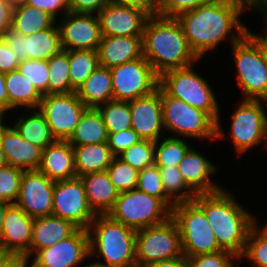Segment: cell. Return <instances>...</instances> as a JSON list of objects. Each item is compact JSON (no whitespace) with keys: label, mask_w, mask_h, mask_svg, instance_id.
<instances>
[{"label":"cell","mask_w":267,"mask_h":267,"mask_svg":"<svg viewBox=\"0 0 267 267\" xmlns=\"http://www.w3.org/2000/svg\"><path fill=\"white\" fill-rule=\"evenodd\" d=\"M245 12L247 4L243 1L216 0L182 12L175 18L182 26L191 50L204 60L207 53L218 50L220 44L230 42L228 46L231 47L251 30L243 21Z\"/></svg>","instance_id":"obj_1"},{"label":"cell","mask_w":267,"mask_h":267,"mask_svg":"<svg viewBox=\"0 0 267 267\" xmlns=\"http://www.w3.org/2000/svg\"><path fill=\"white\" fill-rule=\"evenodd\" d=\"M234 194V190L224 186L212 193L197 194L193 201L204 211L219 247L240 258L258 217Z\"/></svg>","instance_id":"obj_2"},{"label":"cell","mask_w":267,"mask_h":267,"mask_svg":"<svg viewBox=\"0 0 267 267\" xmlns=\"http://www.w3.org/2000/svg\"><path fill=\"white\" fill-rule=\"evenodd\" d=\"M143 56L160 76L162 73L202 63L191 50L175 17L150 16L142 37Z\"/></svg>","instance_id":"obj_3"},{"label":"cell","mask_w":267,"mask_h":267,"mask_svg":"<svg viewBox=\"0 0 267 267\" xmlns=\"http://www.w3.org/2000/svg\"><path fill=\"white\" fill-rule=\"evenodd\" d=\"M87 230L89 261L92 264L99 267H136L137 230L113 220L108 214L96 215Z\"/></svg>","instance_id":"obj_4"},{"label":"cell","mask_w":267,"mask_h":267,"mask_svg":"<svg viewBox=\"0 0 267 267\" xmlns=\"http://www.w3.org/2000/svg\"><path fill=\"white\" fill-rule=\"evenodd\" d=\"M233 113L230 114V124L226 131L223 127L225 123L221 121V112L216 121L215 142L227 138L232 144L231 149L235 150L239 158L249 150L262 148L267 150V120L266 106L264 100L240 99L236 101ZM224 123V124H223ZM230 129V130H229ZM225 130V131H224ZM260 146L261 148H259ZM264 146V147H263Z\"/></svg>","instance_id":"obj_5"},{"label":"cell","mask_w":267,"mask_h":267,"mask_svg":"<svg viewBox=\"0 0 267 267\" xmlns=\"http://www.w3.org/2000/svg\"><path fill=\"white\" fill-rule=\"evenodd\" d=\"M255 31V32H254ZM252 29L229 49L235 66L240 99L267 98V42Z\"/></svg>","instance_id":"obj_6"},{"label":"cell","mask_w":267,"mask_h":267,"mask_svg":"<svg viewBox=\"0 0 267 267\" xmlns=\"http://www.w3.org/2000/svg\"><path fill=\"white\" fill-rule=\"evenodd\" d=\"M196 64L185 68L172 69L159 76V87L168 95L183 100L188 105L208 113L217 121L221 104L212 84L203 74L194 68Z\"/></svg>","instance_id":"obj_7"},{"label":"cell","mask_w":267,"mask_h":267,"mask_svg":"<svg viewBox=\"0 0 267 267\" xmlns=\"http://www.w3.org/2000/svg\"><path fill=\"white\" fill-rule=\"evenodd\" d=\"M163 125L167 136L192 141L205 140L207 145L216 139V121L206 112L194 108L181 99L168 96L160 88ZM168 134H167V133ZM209 141V143H208Z\"/></svg>","instance_id":"obj_8"},{"label":"cell","mask_w":267,"mask_h":267,"mask_svg":"<svg viewBox=\"0 0 267 267\" xmlns=\"http://www.w3.org/2000/svg\"><path fill=\"white\" fill-rule=\"evenodd\" d=\"M108 215L117 222L139 230L165 222L171 217L172 209L161 198L134 188L119 193Z\"/></svg>","instance_id":"obj_9"},{"label":"cell","mask_w":267,"mask_h":267,"mask_svg":"<svg viewBox=\"0 0 267 267\" xmlns=\"http://www.w3.org/2000/svg\"><path fill=\"white\" fill-rule=\"evenodd\" d=\"M171 217L177 223L186 257L222 250L204 211L194 201L175 204Z\"/></svg>","instance_id":"obj_10"},{"label":"cell","mask_w":267,"mask_h":267,"mask_svg":"<svg viewBox=\"0 0 267 267\" xmlns=\"http://www.w3.org/2000/svg\"><path fill=\"white\" fill-rule=\"evenodd\" d=\"M136 267L184 256L176 221L170 217L163 223L136 232Z\"/></svg>","instance_id":"obj_11"},{"label":"cell","mask_w":267,"mask_h":267,"mask_svg":"<svg viewBox=\"0 0 267 267\" xmlns=\"http://www.w3.org/2000/svg\"><path fill=\"white\" fill-rule=\"evenodd\" d=\"M110 71L113 100L131 101L159 87V75L144 56L110 68Z\"/></svg>","instance_id":"obj_12"},{"label":"cell","mask_w":267,"mask_h":267,"mask_svg":"<svg viewBox=\"0 0 267 267\" xmlns=\"http://www.w3.org/2000/svg\"><path fill=\"white\" fill-rule=\"evenodd\" d=\"M52 215L88 229L96 214L90 208L80 177L54 182Z\"/></svg>","instance_id":"obj_13"},{"label":"cell","mask_w":267,"mask_h":267,"mask_svg":"<svg viewBox=\"0 0 267 267\" xmlns=\"http://www.w3.org/2000/svg\"><path fill=\"white\" fill-rule=\"evenodd\" d=\"M87 108L73 92L43 95L38 109L45 116L55 140H68Z\"/></svg>","instance_id":"obj_14"},{"label":"cell","mask_w":267,"mask_h":267,"mask_svg":"<svg viewBox=\"0 0 267 267\" xmlns=\"http://www.w3.org/2000/svg\"><path fill=\"white\" fill-rule=\"evenodd\" d=\"M88 260H90L88 230L78 228L68 238L40 250L29 261V267H84L90 262Z\"/></svg>","instance_id":"obj_15"},{"label":"cell","mask_w":267,"mask_h":267,"mask_svg":"<svg viewBox=\"0 0 267 267\" xmlns=\"http://www.w3.org/2000/svg\"><path fill=\"white\" fill-rule=\"evenodd\" d=\"M2 38L12 48L19 62L26 59L49 60L63 50L57 22L51 28L28 36L10 27Z\"/></svg>","instance_id":"obj_16"},{"label":"cell","mask_w":267,"mask_h":267,"mask_svg":"<svg viewBox=\"0 0 267 267\" xmlns=\"http://www.w3.org/2000/svg\"><path fill=\"white\" fill-rule=\"evenodd\" d=\"M63 50H96L102 40L96 14L68 12L57 20Z\"/></svg>","instance_id":"obj_17"},{"label":"cell","mask_w":267,"mask_h":267,"mask_svg":"<svg viewBox=\"0 0 267 267\" xmlns=\"http://www.w3.org/2000/svg\"><path fill=\"white\" fill-rule=\"evenodd\" d=\"M54 182L38 170L23 171L19 196L14 204L33 218L51 216Z\"/></svg>","instance_id":"obj_18"},{"label":"cell","mask_w":267,"mask_h":267,"mask_svg":"<svg viewBox=\"0 0 267 267\" xmlns=\"http://www.w3.org/2000/svg\"><path fill=\"white\" fill-rule=\"evenodd\" d=\"M130 110L131 128L142 140L158 141L165 135L160 87L149 95L131 100Z\"/></svg>","instance_id":"obj_19"},{"label":"cell","mask_w":267,"mask_h":267,"mask_svg":"<svg viewBox=\"0 0 267 267\" xmlns=\"http://www.w3.org/2000/svg\"><path fill=\"white\" fill-rule=\"evenodd\" d=\"M102 36H143L150 17L146 12L109 3L97 14Z\"/></svg>","instance_id":"obj_20"},{"label":"cell","mask_w":267,"mask_h":267,"mask_svg":"<svg viewBox=\"0 0 267 267\" xmlns=\"http://www.w3.org/2000/svg\"><path fill=\"white\" fill-rule=\"evenodd\" d=\"M194 146L196 144L187 151L178 166L186 185L196 195L212 193L224 188L222 184L212 179L219 172L216 163L211 158H207L203 152L196 150Z\"/></svg>","instance_id":"obj_21"},{"label":"cell","mask_w":267,"mask_h":267,"mask_svg":"<svg viewBox=\"0 0 267 267\" xmlns=\"http://www.w3.org/2000/svg\"><path fill=\"white\" fill-rule=\"evenodd\" d=\"M33 217L10 204L4 215L0 252L24 255L30 261Z\"/></svg>","instance_id":"obj_22"},{"label":"cell","mask_w":267,"mask_h":267,"mask_svg":"<svg viewBox=\"0 0 267 267\" xmlns=\"http://www.w3.org/2000/svg\"><path fill=\"white\" fill-rule=\"evenodd\" d=\"M143 36H102L98 46L99 66L113 68L143 57Z\"/></svg>","instance_id":"obj_23"},{"label":"cell","mask_w":267,"mask_h":267,"mask_svg":"<svg viewBox=\"0 0 267 267\" xmlns=\"http://www.w3.org/2000/svg\"><path fill=\"white\" fill-rule=\"evenodd\" d=\"M37 170L53 181L77 177L73 146L67 140H55L42 150Z\"/></svg>","instance_id":"obj_24"},{"label":"cell","mask_w":267,"mask_h":267,"mask_svg":"<svg viewBox=\"0 0 267 267\" xmlns=\"http://www.w3.org/2000/svg\"><path fill=\"white\" fill-rule=\"evenodd\" d=\"M9 166L23 171L37 170L42 149L23 139L12 125L3 134L2 147Z\"/></svg>","instance_id":"obj_25"},{"label":"cell","mask_w":267,"mask_h":267,"mask_svg":"<svg viewBox=\"0 0 267 267\" xmlns=\"http://www.w3.org/2000/svg\"><path fill=\"white\" fill-rule=\"evenodd\" d=\"M78 229L71 221L53 215L33 220L30 260L42 249L71 236Z\"/></svg>","instance_id":"obj_26"},{"label":"cell","mask_w":267,"mask_h":267,"mask_svg":"<svg viewBox=\"0 0 267 267\" xmlns=\"http://www.w3.org/2000/svg\"><path fill=\"white\" fill-rule=\"evenodd\" d=\"M90 208L96 215L108 214L115 205L119 192L107 171L92 172L80 176Z\"/></svg>","instance_id":"obj_27"},{"label":"cell","mask_w":267,"mask_h":267,"mask_svg":"<svg viewBox=\"0 0 267 267\" xmlns=\"http://www.w3.org/2000/svg\"><path fill=\"white\" fill-rule=\"evenodd\" d=\"M21 111V114L16 111V118L10 117L13 122L11 120H8V122H11L14 129L23 139L40 147L42 150L55 141L45 116L38 108L22 109Z\"/></svg>","instance_id":"obj_28"},{"label":"cell","mask_w":267,"mask_h":267,"mask_svg":"<svg viewBox=\"0 0 267 267\" xmlns=\"http://www.w3.org/2000/svg\"><path fill=\"white\" fill-rule=\"evenodd\" d=\"M6 91L8 95V115L16 110L37 109L43 95L32 82L18 70L5 73Z\"/></svg>","instance_id":"obj_29"},{"label":"cell","mask_w":267,"mask_h":267,"mask_svg":"<svg viewBox=\"0 0 267 267\" xmlns=\"http://www.w3.org/2000/svg\"><path fill=\"white\" fill-rule=\"evenodd\" d=\"M75 92L88 108L113 100L110 68L99 66Z\"/></svg>","instance_id":"obj_30"},{"label":"cell","mask_w":267,"mask_h":267,"mask_svg":"<svg viewBox=\"0 0 267 267\" xmlns=\"http://www.w3.org/2000/svg\"><path fill=\"white\" fill-rule=\"evenodd\" d=\"M72 146L77 177L87 173L106 171L115 157L107 142Z\"/></svg>","instance_id":"obj_31"},{"label":"cell","mask_w":267,"mask_h":267,"mask_svg":"<svg viewBox=\"0 0 267 267\" xmlns=\"http://www.w3.org/2000/svg\"><path fill=\"white\" fill-rule=\"evenodd\" d=\"M71 145L100 144L108 142V133L96 108H87L73 134L67 140Z\"/></svg>","instance_id":"obj_32"},{"label":"cell","mask_w":267,"mask_h":267,"mask_svg":"<svg viewBox=\"0 0 267 267\" xmlns=\"http://www.w3.org/2000/svg\"><path fill=\"white\" fill-rule=\"evenodd\" d=\"M56 22L57 20L46 11L25 4L13 8L11 28L28 36L51 28Z\"/></svg>","instance_id":"obj_33"},{"label":"cell","mask_w":267,"mask_h":267,"mask_svg":"<svg viewBox=\"0 0 267 267\" xmlns=\"http://www.w3.org/2000/svg\"><path fill=\"white\" fill-rule=\"evenodd\" d=\"M262 220L264 224L257 220L249 231L244 252L239 258L241 265L246 261L250 267H267V220L266 223Z\"/></svg>","instance_id":"obj_34"},{"label":"cell","mask_w":267,"mask_h":267,"mask_svg":"<svg viewBox=\"0 0 267 267\" xmlns=\"http://www.w3.org/2000/svg\"><path fill=\"white\" fill-rule=\"evenodd\" d=\"M192 146L189 139L165 135L155 141L154 165L178 167Z\"/></svg>","instance_id":"obj_35"},{"label":"cell","mask_w":267,"mask_h":267,"mask_svg":"<svg viewBox=\"0 0 267 267\" xmlns=\"http://www.w3.org/2000/svg\"><path fill=\"white\" fill-rule=\"evenodd\" d=\"M71 87L76 91L99 67L96 50H68Z\"/></svg>","instance_id":"obj_36"},{"label":"cell","mask_w":267,"mask_h":267,"mask_svg":"<svg viewBox=\"0 0 267 267\" xmlns=\"http://www.w3.org/2000/svg\"><path fill=\"white\" fill-rule=\"evenodd\" d=\"M49 67L48 94H69L75 92L70 82L68 50H61L47 60Z\"/></svg>","instance_id":"obj_37"},{"label":"cell","mask_w":267,"mask_h":267,"mask_svg":"<svg viewBox=\"0 0 267 267\" xmlns=\"http://www.w3.org/2000/svg\"><path fill=\"white\" fill-rule=\"evenodd\" d=\"M96 109L103 119L108 134L131 128L130 101L111 100Z\"/></svg>","instance_id":"obj_38"},{"label":"cell","mask_w":267,"mask_h":267,"mask_svg":"<svg viewBox=\"0 0 267 267\" xmlns=\"http://www.w3.org/2000/svg\"><path fill=\"white\" fill-rule=\"evenodd\" d=\"M165 195L174 203L191 202L196 194L186 185L178 167L158 166Z\"/></svg>","instance_id":"obj_39"},{"label":"cell","mask_w":267,"mask_h":267,"mask_svg":"<svg viewBox=\"0 0 267 267\" xmlns=\"http://www.w3.org/2000/svg\"><path fill=\"white\" fill-rule=\"evenodd\" d=\"M106 171L119 193L136 188L139 171L118 157L113 158L112 163Z\"/></svg>","instance_id":"obj_40"},{"label":"cell","mask_w":267,"mask_h":267,"mask_svg":"<svg viewBox=\"0 0 267 267\" xmlns=\"http://www.w3.org/2000/svg\"><path fill=\"white\" fill-rule=\"evenodd\" d=\"M154 148L155 141L141 139L137 144L132 145L117 157L138 171H141L146 167L154 165Z\"/></svg>","instance_id":"obj_41"},{"label":"cell","mask_w":267,"mask_h":267,"mask_svg":"<svg viewBox=\"0 0 267 267\" xmlns=\"http://www.w3.org/2000/svg\"><path fill=\"white\" fill-rule=\"evenodd\" d=\"M137 189L150 196L161 198L171 209L175 205L166 195L159 167L152 165L139 171Z\"/></svg>","instance_id":"obj_42"},{"label":"cell","mask_w":267,"mask_h":267,"mask_svg":"<svg viewBox=\"0 0 267 267\" xmlns=\"http://www.w3.org/2000/svg\"><path fill=\"white\" fill-rule=\"evenodd\" d=\"M17 70L28 78L42 95L48 94L49 67L47 60L26 59L20 62Z\"/></svg>","instance_id":"obj_43"},{"label":"cell","mask_w":267,"mask_h":267,"mask_svg":"<svg viewBox=\"0 0 267 267\" xmlns=\"http://www.w3.org/2000/svg\"><path fill=\"white\" fill-rule=\"evenodd\" d=\"M23 170L5 166L0 168V201L14 204L19 196Z\"/></svg>","instance_id":"obj_44"},{"label":"cell","mask_w":267,"mask_h":267,"mask_svg":"<svg viewBox=\"0 0 267 267\" xmlns=\"http://www.w3.org/2000/svg\"><path fill=\"white\" fill-rule=\"evenodd\" d=\"M186 258L188 262V267H239L240 266L239 257L225 250H220L218 252L210 254L190 256Z\"/></svg>","instance_id":"obj_45"},{"label":"cell","mask_w":267,"mask_h":267,"mask_svg":"<svg viewBox=\"0 0 267 267\" xmlns=\"http://www.w3.org/2000/svg\"><path fill=\"white\" fill-rule=\"evenodd\" d=\"M140 140L141 138L138 134L132 128H128L117 133L108 134L107 143L112 154L117 157Z\"/></svg>","instance_id":"obj_46"},{"label":"cell","mask_w":267,"mask_h":267,"mask_svg":"<svg viewBox=\"0 0 267 267\" xmlns=\"http://www.w3.org/2000/svg\"><path fill=\"white\" fill-rule=\"evenodd\" d=\"M216 0H166L157 10V15L164 17H177L180 13L214 2Z\"/></svg>","instance_id":"obj_47"},{"label":"cell","mask_w":267,"mask_h":267,"mask_svg":"<svg viewBox=\"0 0 267 267\" xmlns=\"http://www.w3.org/2000/svg\"><path fill=\"white\" fill-rule=\"evenodd\" d=\"M27 4L46 11L56 20L70 12L68 0H29Z\"/></svg>","instance_id":"obj_48"},{"label":"cell","mask_w":267,"mask_h":267,"mask_svg":"<svg viewBox=\"0 0 267 267\" xmlns=\"http://www.w3.org/2000/svg\"><path fill=\"white\" fill-rule=\"evenodd\" d=\"M111 0H68L70 12L77 14H97Z\"/></svg>","instance_id":"obj_49"},{"label":"cell","mask_w":267,"mask_h":267,"mask_svg":"<svg viewBox=\"0 0 267 267\" xmlns=\"http://www.w3.org/2000/svg\"><path fill=\"white\" fill-rule=\"evenodd\" d=\"M19 64L12 48L0 37V72L8 73L17 70Z\"/></svg>","instance_id":"obj_50"},{"label":"cell","mask_w":267,"mask_h":267,"mask_svg":"<svg viewBox=\"0 0 267 267\" xmlns=\"http://www.w3.org/2000/svg\"><path fill=\"white\" fill-rule=\"evenodd\" d=\"M0 267H29V260L21 254L0 252Z\"/></svg>","instance_id":"obj_51"},{"label":"cell","mask_w":267,"mask_h":267,"mask_svg":"<svg viewBox=\"0 0 267 267\" xmlns=\"http://www.w3.org/2000/svg\"><path fill=\"white\" fill-rule=\"evenodd\" d=\"M12 11L8 0H0V37L11 27Z\"/></svg>","instance_id":"obj_52"},{"label":"cell","mask_w":267,"mask_h":267,"mask_svg":"<svg viewBox=\"0 0 267 267\" xmlns=\"http://www.w3.org/2000/svg\"><path fill=\"white\" fill-rule=\"evenodd\" d=\"M112 3L133 7L146 12L149 16L157 14V10L148 2V0H111Z\"/></svg>","instance_id":"obj_53"},{"label":"cell","mask_w":267,"mask_h":267,"mask_svg":"<svg viewBox=\"0 0 267 267\" xmlns=\"http://www.w3.org/2000/svg\"><path fill=\"white\" fill-rule=\"evenodd\" d=\"M247 11L253 13L255 12L256 15L262 19V23L260 25H265L267 23V0H251L247 4ZM258 13V14H257Z\"/></svg>","instance_id":"obj_54"},{"label":"cell","mask_w":267,"mask_h":267,"mask_svg":"<svg viewBox=\"0 0 267 267\" xmlns=\"http://www.w3.org/2000/svg\"><path fill=\"white\" fill-rule=\"evenodd\" d=\"M146 267H188V262L186 256L184 255L169 260L154 262Z\"/></svg>","instance_id":"obj_55"},{"label":"cell","mask_w":267,"mask_h":267,"mask_svg":"<svg viewBox=\"0 0 267 267\" xmlns=\"http://www.w3.org/2000/svg\"><path fill=\"white\" fill-rule=\"evenodd\" d=\"M0 115H8V95L6 91L5 73L0 72Z\"/></svg>","instance_id":"obj_56"},{"label":"cell","mask_w":267,"mask_h":267,"mask_svg":"<svg viewBox=\"0 0 267 267\" xmlns=\"http://www.w3.org/2000/svg\"><path fill=\"white\" fill-rule=\"evenodd\" d=\"M7 118L9 119V115H0V149L2 147V139L4 131L11 125V123L7 122L6 120Z\"/></svg>","instance_id":"obj_57"},{"label":"cell","mask_w":267,"mask_h":267,"mask_svg":"<svg viewBox=\"0 0 267 267\" xmlns=\"http://www.w3.org/2000/svg\"><path fill=\"white\" fill-rule=\"evenodd\" d=\"M10 204L4 202V201H0V241L2 238V225H3V219H4V215H5V211L7 209V207Z\"/></svg>","instance_id":"obj_58"},{"label":"cell","mask_w":267,"mask_h":267,"mask_svg":"<svg viewBox=\"0 0 267 267\" xmlns=\"http://www.w3.org/2000/svg\"><path fill=\"white\" fill-rule=\"evenodd\" d=\"M166 0H148V2L156 9L158 10Z\"/></svg>","instance_id":"obj_59"},{"label":"cell","mask_w":267,"mask_h":267,"mask_svg":"<svg viewBox=\"0 0 267 267\" xmlns=\"http://www.w3.org/2000/svg\"><path fill=\"white\" fill-rule=\"evenodd\" d=\"M29 0H8L10 5L14 8L20 5H25L28 3Z\"/></svg>","instance_id":"obj_60"},{"label":"cell","mask_w":267,"mask_h":267,"mask_svg":"<svg viewBox=\"0 0 267 267\" xmlns=\"http://www.w3.org/2000/svg\"><path fill=\"white\" fill-rule=\"evenodd\" d=\"M8 165L5 154L2 149H0V168Z\"/></svg>","instance_id":"obj_61"},{"label":"cell","mask_w":267,"mask_h":267,"mask_svg":"<svg viewBox=\"0 0 267 267\" xmlns=\"http://www.w3.org/2000/svg\"><path fill=\"white\" fill-rule=\"evenodd\" d=\"M262 32H258V34L267 42V23L263 26H261Z\"/></svg>","instance_id":"obj_62"},{"label":"cell","mask_w":267,"mask_h":267,"mask_svg":"<svg viewBox=\"0 0 267 267\" xmlns=\"http://www.w3.org/2000/svg\"><path fill=\"white\" fill-rule=\"evenodd\" d=\"M84 267H99V266H96V265L92 264L91 262H89Z\"/></svg>","instance_id":"obj_63"},{"label":"cell","mask_w":267,"mask_h":267,"mask_svg":"<svg viewBox=\"0 0 267 267\" xmlns=\"http://www.w3.org/2000/svg\"><path fill=\"white\" fill-rule=\"evenodd\" d=\"M265 106H266V120H267V98L264 100Z\"/></svg>","instance_id":"obj_64"},{"label":"cell","mask_w":267,"mask_h":267,"mask_svg":"<svg viewBox=\"0 0 267 267\" xmlns=\"http://www.w3.org/2000/svg\"><path fill=\"white\" fill-rule=\"evenodd\" d=\"M240 1H243V2H245L246 4H248L251 0H240Z\"/></svg>","instance_id":"obj_65"}]
</instances>
